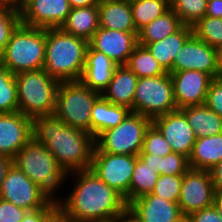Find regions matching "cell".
Returning <instances> with one entry per match:
<instances>
[{
  "mask_svg": "<svg viewBox=\"0 0 222 222\" xmlns=\"http://www.w3.org/2000/svg\"><path fill=\"white\" fill-rule=\"evenodd\" d=\"M66 185L67 192L58 205L66 212L69 222L112 220L128 206L118 192L90 169L70 172Z\"/></svg>",
  "mask_w": 222,
  "mask_h": 222,
  "instance_id": "6da1fadb",
  "label": "cell"
},
{
  "mask_svg": "<svg viewBox=\"0 0 222 222\" xmlns=\"http://www.w3.org/2000/svg\"><path fill=\"white\" fill-rule=\"evenodd\" d=\"M32 139L45 145L68 173L90 169L95 138L66 125L55 114L32 118Z\"/></svg>",
  "mask_w": 222,
  "mask_h": 222,
  "instance_id": "7a4b0ae2",
  "label": "cell"
},
{
  "mask_svg": "<svg viewBox=\"0 0 222 222\" xmlns=\"http://www.w3.org/2000/svg\"><path fill=\"white\" fill-rule=\"evenodd\" d=\"M13 164L38 185L49 202L59 204L64 199L69 173L58 164L45 145L31 139L14 156Z\"/></svg>",
  "mask_w": 222,
  "mask_h": 222,
  "instance_id": "3957f363",
  "label": "cell"
},
{
  "mask_svg": "<svg viewBox=\"0 0 222 222\" xmlns=\"http://www.w3.org/2000/svg\"><path fill=\"white\" fill-rule=\"evenodd\" d=\"M89 42L61 28L46 29L44 70L62 81L80 80Z\"/></svg>",
  "mask_w": 222,
  "mask_h": 222,
  "instance_id": "277c9868",
  "label": "cell"
},
{
  "mask_svg": "<svg viewBox=\"0 0 222 222\" xmlns=\"http://www.w3.org/2000/svg\"><path fill=\"white\" fill-rule=\"evenodd\" d=\"M46 29L20 23L13 31L0 63L16 75L44 68Z\"/></svg>",
  "mask_w": 222,
  "mask_h": 222,
  "instance_id": "5b68a950",
  "label": "cell"
},
{
  "mask_svg": "<svg viewBox=\"0 0 222 222\" xmlns=\"http://www.w3.org/2000/svg\"><path fill=\"white\" fill-rule=\"evenodd\" d=\"M15 81L19 112L30 118L55 113L59 80L39 69L16 74Z\"/></svg>",
  "mask_w": 222,
  "mask_h": 222,
  "instance_id": "8992f818",
  "label": "cell"
},
{
  "mask_svg": "<svg viewBox=\"0 0 222 222\" xmlns=\"http://www.w3.org/2000/svg\"><path fill=\"white\" fill-rule=\"evenodd\" d=\"M101 94L80 80L62 81L57 91L55 115L66 125L91 134V111Z\"/></svg>",
  "mask_w": 222,
  "mask_h": 222,
  "instance_id": "52a82bcc",
  "label": "cell"
},
{
  "mask_svg": "<svg viewBox=\"0 0 222 222\" xmlns=\"http://www.w3.org/2000/svg\"><path fill=\"white\" fill-rule=\"evenodd\" d=\"M151 124L147 116L131 112L118 126L103 131L95 139L93 151L138 156Z\"/></svg>",
  "mask_w": 222,
  "mask_h": 222,
  "instance_id": "ba28073f",
  "label": "cell"
},
{
  "mask_svg": "<svg viewBox=\"0 0 222 222\" xmlns=\"http://www.w3.org/2000/svg\"><path fill=\"white\" fill-rule=\"evenodd\" d=\"M173 82L168 72L156 77L138 78L133 101V112L151 120L176 111Z\"/></svg>",
  "mask_w": 222,
  "mask_h": 222,
  "instance_id": "9c48e42d",
  "label": "cell"
},
{
  "mask_svg": "<svg viewBox=\"0 0 222 222\" xmlns=\"http://www.w3.org/2000/svg\"><path fill=\"white\" fill-rule=\"evenodd\" d=\"M137 157L103 151H93L92 154L90 170L110 188L118 192L127 205L130 203V182Z\"/></svg>",
  "mask_w": 222,
  "mask_h": 222,
  "instance_id": "30bf717a",
  "label": "cell"
},
{
  "mask_svg": "<svg viewBox=\"0 0 222 222\" xmlns=\"http://www.w3.org/2000/svg\"><path fill=\"white\" fill-rule=\"evenodd\" d=\"M215 189L210 171L190 168L184 175L178 205L183 216H190L213 205Z\"/></svg>",
  "mask_w": 222,
  "mask_h": 222,
  "instance_id": "8fae6325",
  "label": "cell"
},
{
  "mask_svg": "<svg viewBox=\"0 0 222 222\" xmlns=\"http://www.w3.org/2000/svg\"><path fill=\"white\" fill-rule=\"evenodd\" d=\"M0 198L27 211L41 209L50 203L40 192L38 185L14 164L4 177L0 188Z\"/></svg>",
  "mask_w": 222,
  "mask_h": 222,
  "instance_id": "7c38bea8",
  "label": "cell"
},
{
  "mask_svg": "<svg viewBox=\"0 0 222 222\" xmlns=\"http://www.w3.org/2000/svg\"><path fill=\"white\" fill-rule=\"evenodd\" d=\"M197 70L220 77L218 50L192 34L180 48L173 62V72Z\"/></svg>",
  "mask_w": 222,
  "mask_h": 222,
  "instance_id": "4fadbf2b",
  "label": "cell"
},
{
  "mask_svg": "<svg viewBox=\"0 0 222 222\" xmlns=\"http://www.w3.org/2000/svg\"><path fill=\"white\" fill-rule=\"evenodd\" d=\"M68 0H26L20 8L21 23L42 28H60L71 12Z\"/></svg>",
  "mask_w": 222,
  "mask_h": 222,
  "instance_id": "5bb4252c",
  "label": "cell"
},
{
  "mask_svg": "<svg viewBox=\"0 0 222 222\" xmlns=\"http://www.w3.org/2000/svg\"><path fill=\"white\" fill-rule=\"evenodd\" d=\"M173 82L177 109L205 103L212 77L197 70L169 73Z\"/></svg>",
  "mask_w": 222,
  "mask_h": 222,
  "instance_id": "9a60e30c",
  "label": "cell"
},
{
  "mask_svg": "<svg viewBox=\"0 0 222 222\" xmlns=\"http://www.w3.org/2000/svg\"><path fill=\"white\" fill-rule=\"evenodd\" d=\"M152 124L160 131L173 152L190 156L196 136L179 109L156 117L152 120Z\"/></svg>",
  "mask_w": 222,
  "mask_h": 222,
  "instance_id": "2e32d148",
  "label": "cell"
},
{
  "mask_svg": "<svg viewBox=\"0 0 222 222\" xmlns=\"http://www.w3.org/2000/svg\"><path fill=\"white\" fill-rule=\"evenodd\" d=\"M32 139V118L21 112L0 113V155L11 159Z\"/></svg>",
  "mask_w": 222,
  "mask_h": 222,
  "instance_id": "e0dca14e",
  "label": "cell"
},
{
  "mask_svg": "<svg viewBox=\"0 0 222 222\" xmlns=\"http://www.w3.org/2000/svg\"><path fill=\"white\" fill-rule=\"evenodd\" d=\"M138 32H124L99 27L89 45L103 52L118 65H126L130 54L138 44Z\"/></svg>",
  "mask_w": 222,
  "mask_h": 222,
  "instance_id": "ac0fdd59",
  "label": "cell"
},
{
  "mask_svg": "<svg viewBox=\"0 0 222 222\" xmlns=\"http://www.w3.org/2000/svg\"><path fill=\"white\" fill-rule=\"evenodd\" d=\"M127 207L139 222H176L183 216L178 203L161 199L152 193L131 201Z\"/></svg>",
  "mask_w": 222,
  "mask_h": 222,
  "instance_id": "d6986e66",
  "label": "cell"
},
{
  "mask_svg": "<svg viewBox=\"0 0 222 222\" xmlns=\"http://www.w3.org/2000/svg\"><path fill=\"white\" fill-rule=\"evenodd\" d=\"M118 64L103 52L88 46L85 65L80 81L100 94L108 87Z\"/></svg>",
  "mask_w": 222,
  "mask_h": 222,
  "instance_id": "ffe728a7",
  "label": "cell"
},
{
  "mask_svg": "<svg viewBox=\"0 0 222 222\" xmlns=\"http://www.w3.org/2000/svg\"><path fill=\"white\" fill-rule=\"evenodd\" d=\"M138 77L126 65H118L108 87L101 94L112 104L129 108L133 112V101Z\"/></svg>",
  "mask_w": 222,
  "mask_h": 222,
  "instance_id": "44dd1931",
  "label": "cell"
},
{
  "mask_svg": "<svg viewBox=\"0 0 222 222\" xmlns=\"http://www.w3.org/2000/svg\"><path fill=\"white\" fill-rule=\"evenodd\" d=\"M99 27L124 32H137L129 2L124 0H100Z\"/></svg>",
  "mask_w": 222,
  "mask_h": 222,
  "instance_id": "7402d4cb",
  "label": "cell"
},
{
  "mask_svg": "<svg viewBox=\"0 0 222 222\" xmlns=\"http://www.w3.org/2000/svg\"><path fill=\"white\" fill-rule=\"evenodd\" d=\"M131 112L129 108L112 104L101 95L91 111V135L96 139L103 131L118 126Z\"/></svg>",
  "mask_w": 222,
  "mask_h": 222,
  "instance_id": "603a6c76",
  "label": "cell"
},
{
  "mask_svg": "<svg viewBox=\"0 0 222 222\" xmlns=\"http://www.w3.org/2000/svg\"><path fill=\"white\" fill-rule=\"evenodd\" d=\"M192 34V26L183 25L175 33L162 40L148 43L146 47L156 58L158 63L163 67V69L166 72L171 73L173 72V62L176 54Z\"/></svg>",
  "mask_w": 222,
  "mask_h": 222,
  "instance_id": "cb8c5ba5",
  "label": "cell"
},
{
  "mask_svg": "<svg viewBox=\"0 0 222 222\" xmlns=\"http://www.w3.org/2000/svg\"><path fill=\"white\" fill-rule=\"evenodd\" d=\"M60 28L89 42L99 28L98 5L72 8Z\"/></svg>",
  "mask_w": 222,
  "mask_h": 222,
  "instance_id": "d4e9b609",
  "label": "cell"
},
{
  "mask_svg": "<svg viewBox=\"0 0 222 222\" xmlns=\"http://www.w3.org/2000/svg\"><path fill=\"white\" fill-rule=\"evenodd\" d=\"M220 161H222V133L196 138L188 157L190 168L210 171Z\"/></svg>",
  "mask_w": 222,
  "mask_h": 222,
  "instance_id": "484cf974",
  "label": "cell"
},
{
  "mask_svg": "<svg viewBox=\"0 0 222 222\" xmlns=\"http://www.w3.org/2000/svg\"><path fill=\"white\" fill-rule=\"evenodd\" d=\"M179 110L185 115L196 138L222 133V117L205 104L186 106Z\"/></svg>",
  "mask_w": 222,
  "mask_h": 222,
  "instance_id": "4316f807",
  "label": "cell"
},
{
  "mask_svg": "<svg viewBox=\"0 0 222 222\" xmlns=\"http://www.w3.org/2000/svg\"><path fill=\"white\" fill-rule=\"evenodd\" d=\"M183 25L175 12L169 9L138 32V44L146 46L148 43L162 40L178 31Z\"/></svg>",
  "mask_w": 222,
  "mask_h": 222,
  "instance_id": "83f0119b",
  "label": "cell"
},
{
  "mask_svg": "<svg viewBox=\"0 0 222 222\" xmlns=\"http://www.w3.org/2000/svg\"><path fill=\"white\" fill-rule=\"evenodd\" d=\"M138 78L156 77L166 73L146 46L137 44L126 64Z\"/></svg>",
  "mask_w": 222,
  "mask_h": 222,
  "instance_id": "f1b7e54d",
  "label": "cell"
},
{
  "mask_svg": "<svg viewBox=\"0 0 222 222\" xmlns=\"http://www.w3.org/2000/svg\"><path fill=\"white\" fill-rule=\"evenodd\" d=\"M137 32L170 9V0H137L130 3Z\"/></svg>",
  "mask_w": 222,
  "mask_h": 222,
  "instance_id": "f546056e",
  "label": "cell"
},
{
  "mask_svg": "<svg viewBox=\"0 0 222 222\" xmlns=\"http://www.w3.org/2000/svg\"><path fill=\"white\" fill-rule=\"evenodd\" d=\"M158 177L159 173H157L155 169L137 157L130 182V202L145 194L151 193Z\"/></svg>",
  "mask_w": 222,
  "mask_h": 222,
  "instance_id": "4dcf8cb0",
  "label": "cell"
},
{
  "mask_svg": "<svg viewBox=\"0 0 222 222\" xmlns=\"http://www.w3.org/2000/svg\"><path fill=\"white\" fill-rule=\"evenodd\" d=\"M193 34L211 47L222 48V19L204 16L192 25Z\"/></svg>",
  "mask_w": 222,
  "mask_h": 222,
  "instance_id": "1f68e13d",
  "label": "cell"
},
{
  "mask_svg": "<svg viewBox=\"0 0 222 222\" xmlns=\"http://www.w3.org/2000/svg\"><path fill=\"white\" fill-rule=\"evenodd\" d=\"M15 75L0 63V113L18 112Z\"/></svg>",
  "mask_w": 222,
  "mask_h": 222,
  "instance_id": "d6a6232c",
  "label": "cell"
},
{
  "mask_svg": "<svg viewBox=\"0 0 222 222\" xmlns=\"http://www.w3.org/2000/svg\"><path fill=\"white\" fill-rule=\"evenodd\" d=\"M207 0H170V9L184 25H194L206 15Z\"/></svg>",
  "mask_w": 222,
  "mask_h": 222,
  "instance_id": "836d02e7",
  "label": "cell"
},
{
  "mask_svg": "<svg viewBox=\"0 0 222 222\" xmlns=\"http://www.w3.org/2000/svg\"><path fill=\"white\" fill-rule=\"evenodd\" d=\"M183 175H159L153 191V195L178 203Z\"/></svg>",
  "mask_w": 222,
  "mask_h": 222,
  "instance_id": "e575fe53",
  "label": "cell"
},
{
  "mask_svg": "<svg viewBox=\"0 0 222 222\" xmlns=\"http://www.w3.org/2000/svg\"><path fill=\"white\" fill-rule=\"evenodd\" d=\"M172 151L171 146L165 140L160 131L151 124L146 130L142 150L139 154H154L158 156H166Z\"/></svg>",
  "mask_w": 222,
  "mask_h": 222,
  "instance_id": "d590c367",
  "label": "cell"
},
{
  "mask_svg": "<svg viewBox=\"0 0 222 222\" xmlns=\"http://www.w3.org/2000/svg\"><path fill=\"white\" fill-rule=\"evenodd\" d=\"M20 23V10H11L0 7V56L6 49L13 31Z\"/></svg>",
  "mask_w": 222,
  "mask_h": 222,
  "instance_id": "8d00e7d4",
  "label": "cell"
},
{
  "mask_svg": "<svg viewBox=\"0 0 222 222\" xmlns=\"http://www.w3.org/2000/svg\"><path fill=\"white\" fill-rule=\"evenodd\" d=\"M189 169L188 157L184 154L171 152L161 156L160 175H184Z\"/></svg>",
  "mask_w": 222,
  "mask_h": 222,
  "instance_id": "74e56055",
  "label": "cell"
},
{
  "mask_svg": "<svg viewBox=\"0 0 222 222\" xmlns=\"http://www.w3.org/2000/svg\"><path fill=\"white\" fill-rule=\"evenodd\" d=\"M204 104L222 117V77L212 79Z\"/></svg>",
  "mask_w": 222,
  "mask_h": 222,
  "instance_id": "f35d334b",
  "label": "cell"
},
{
  "mask_svg": "<svg viewBox=\"0 0 222 222\" xmlns=\"http://www.w3.org/2000/svg\"><path fill=\"white\" fill-rule=\"evenodd\" d=\"M28 211L0 198V222H20Z\"/></svg>",
  "mask_w": 222,
  "mask_h": 222,
  "instance_id": "ab89813d",
  "label": "cell"
},
{
  "mask_svg": "<svg viewBox=\"0 0 222 222\" xmlns=\"http://www.w3.org/2000/svg\"><path fill=\"white\" fill-rule=\"evenodd\" d=\"M189 217L192 222H222L214 205L192 213Z\"/></svg>",
  "mask_w": 222,
  "mask_h": 222,
  "instance_id": "60d3db41",
  "label": "cell"
},
{
  "mask_svg": "<svg viewBox=\"0 0 222 222\" xmlns=\"http://www.w3.org/2000/svg\"><path fill=\"white\" fill-rule=\"evenodd\" d=\"M40 222H69V218L66 212L58 204H55Z\"/></svg>",
  "mask_w": 222,
  "mask_h": 222,
  "instance_id": "b9f144b4",
  "label": "cell"
},
{
  "mask_svg": "<svg viewBox=\"0 0 222 222\" xmlns=\"http://www.w3.org/2000/svg\"><path fill=\"white\" fill-rule=\"evenodd\" d=\"M55 204L50 202L46 207L35 211H28L20 222H40L43 216L54 206Z\"/></svg>",
  "mask_w": 222,
  "mask_h": 222,
  "instance_id": "7bdbcfd3",
  "label": "cell"
},
{
  "mask_svg": "<svg viewBox=\"0 0 222 222\" xmlns=\"http://www.w3.org/2000/svg\"><path fill=\"white\" fill-rule=\"evenodd\" d=\"M212 180L216 193L222 192V161L216 164L211 170Z\"/></svg>",
  "mask_w": 222,
  "mask_h": 222,
  "instance_id": "ee69618b",
  "label": "cell"
},
{
  "mask_svg": "<svg viewBox=\"0 0 222 222\" xmlns=\"http://www.w3.org/2000/svg\"><path fill=\"white\" fill-rule=\"evenodd\" d=\"M138 157L151 166L153 169L156 170L157 173L160 175V168H161V156L154 155V154H139Z\"/></svg>",
  "mask_w": 222,
  "mask_h": 222,
  "instance_id": "f6af8a7d",
  "label": "cell"
},
{
  "mask_svg": "<svg viewBox=\"0 0 222 222\" xmlns=\"http://www.w3.org/2000/svg\"><path fill=\"white\" fill-rule=\"evenodd\" d=\"M206 16L222 19V0L208 1Z\"/></svg>",
  "mask_w": 222,
  "mask_h": 222,
  "instance_id": "bcb514c9",
  "label": "cell"
},
{
  "mask_svg": "<svg viewBox=\"0 0 222 222\" xmlns=\"http://www.w3.org/2000/svg\"><path fill=\"white\" fill-rule=\"evenodd\" d=\"M13 164V159L5 155H0V188L8 169Z\"/></svg>",
  "mask_w": 222,
  "mask_h": 222,
  "instance_id": "7dc6e473",
  "label": "cell"
},
{
  "mask_svg": "<svg viewBox=\"0 0 222 222\" xmlns=\"http://www.w3.org/2000/svg\"><path fill=\"white\" fill-rule=\"evenodd\" d=\"M115 222H135V215L127 207L122 213L113 218Z\"/></svg>",
  "mask_w": 222,
  "mask_h": 222,
  "instance_id": "c3c4849f",
  "label": "cell"
},
{
  "mask_svg": "<svg viewBox=\"0 0 222 222\" xmlns=\"http://www.w3.org/2000/svg\"><path fill=\"white\" fill-rule=\"evenodd\" d=\"M71 8L98 5L100 0H68Z\"/></svg>",
  "mask_w": 222,
  "mask_h": 222,
  "instance_id": "681fc988",
  "label": "cell"
},
{
  "mask_svg": "<svg viewBox=\"0 0 222 222\" xmlns=\"http://www.w3.org/2000/svg\"><path fill=\"white\" fill-rule=\"evenodd\" d=\"M0 7L11 10H20V0H0Z\"/></svg>",
  "mask_w": 222,
  "mask_h": 222,
  "instance_id": "f907efd6",
  "label": "cell"
},
{
  "mask_svg": "<svg viewBox=\"0 0 222 222\" xmlns=\"http://www.w3.org/2000/svg\"><path fill=\"white\" fill-rule=\"evenodd\" d=\"M213 205L215 206L220 218L222 219V192L215 194Z\"/></svg>",
  "mask_w": 222,
  "mask_h": 222,
  "instance_id": "816d5d0a",
  "label": "cell"
},
{
  "mask_svg": "<svg viewBox=\"0 0 222 222\" xmlns=\"http://www.w3.org/2000/svg\"><path fill=\"white\" fill-rule=\"evenodd\" d=\"M220 77H222V48L218 50Z\"/></svg>",
  "mask_w": 222,
  "mask_h": 222,
  "instance_id": "f5cc1de1",
  "label": "cell"
},
{
  "mask_svg": "<svg viewBox=\"0 0 222 222\" xmlns=\"http://www.w3.org/2000/svg\"><path fill=\"white\" fill-rule=\"evenodd\" d=\"M176 222H192V219L189 216H182Z\"/></svg>",
  "mask_w": 222,
  "mask_h": 222,
  "instance_id": "db71d44e",
  "label": "cell"
},
{
  "mask_svg": "<svg viewBox=\"0 0 222 222\" xmlns=\"http://www.w3.org/2000/svg\"><path fill=\"white\" fill-rule=\"evenodd\" d=\"M124 1L131 3V2H134V1H137V0H124Z\"/></svg>",
  "mask_w": 222,
  "mask_h": 222,
  "instance_id": "11a10c76",
  "label": "cell"
},
{
  "mask_svg": "<svg viewBox=\"0 0 222 222\" xmlns=\"http://www.w3.org/2000/svg\"><path fill=\"white\" fill-rule=\"evenodd\" d=\"M100 222H115L113 219L108 221H100Z\"/></svg>",
  "mask_w": 222,
  "mask_h": 222,
  "instance_id": "9f6ffc18",
  "label": "cell"
},
{
  "mask_svg": "<svg viewBox=\"0 0 222 222\" xmlns=\"http://www.w3.org/2000/svg\"><path fill=\"white\" fill-rule=\"evenodd\" d=\"M26 0H20L21 5L25 2Z\"/></svg>",
  "mask_w": 222,
  "mask_h": 222,
  "instance_id": "6f0895ef",
  "label": "cell"
},
{
  "mask_svg": "<svg viewBox=\"0 0 222 222\" xmlns=\"http://www.w3.org/2000/svg\"><path fill=\"white\" fill-rule=\"evenodd\" d=\"M135 222H139L138 218L135 216Z\"/></svg>",
  "mask_w": 222,
  "mask_h": 222,
  "instance_id": "680465c9",
  "label": "cell"
}]
</instances>
